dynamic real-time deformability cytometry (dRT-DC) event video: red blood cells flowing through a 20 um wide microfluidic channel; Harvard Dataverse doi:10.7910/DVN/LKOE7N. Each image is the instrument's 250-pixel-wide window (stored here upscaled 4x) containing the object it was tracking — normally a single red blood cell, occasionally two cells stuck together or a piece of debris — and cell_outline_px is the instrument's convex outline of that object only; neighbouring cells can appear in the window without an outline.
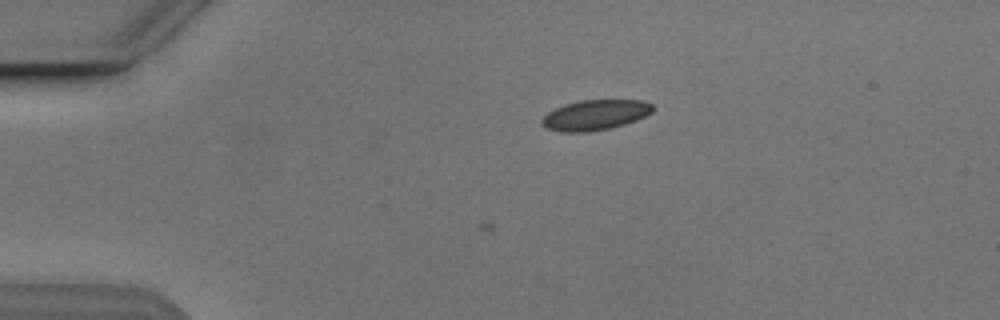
{"species": "Egyptian fruit bat (a non-hibernating species)", "species_latin": "Rousettus aegyptiacus", "temperature_condition": "cold", "stored_images_in_passage": 2, "camera_frame_rate_fps": 3000, "um_per_image_px": 0.085, "animal": {"sex": "male"}, "frame": {"image": 1, "passage_image": 2, "time_ms": 0.333, "image_size_px": [1000, 320], "cell_outline_px": [[656, 108], [652, 112], [636, 120], [612, 128], [588, 132], [560, 132], [544, 128], [540, 124], [540, 120], [548, 112], [564, 104], [580, 100], [644, 100], [652, 104]], "centroid_in_image_um": [50.57, 9.78], "position_along_channel_um": 34.4, "area_um2": 19.83}}